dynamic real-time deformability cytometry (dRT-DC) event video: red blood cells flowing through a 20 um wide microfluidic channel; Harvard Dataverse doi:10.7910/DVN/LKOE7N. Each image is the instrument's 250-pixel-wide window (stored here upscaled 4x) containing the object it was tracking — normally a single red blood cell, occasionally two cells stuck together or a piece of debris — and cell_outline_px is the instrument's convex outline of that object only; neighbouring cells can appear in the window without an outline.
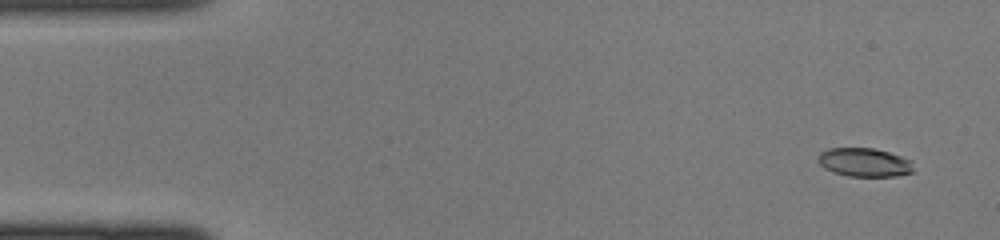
{"species": "common noctule bat (a hibernating species)", "species_latin": "Nyctalus noctula", "temperature_condition": "cold", "stored_images_in_passage": 45, "camera_frame_rate_fps": 3000, "um_per_image_px": 0.085, "animal": {"sex": "female", "body_mass_g": 22.0, "forearm_length_mm": 56.7}, "frame": {"image": 1, "passage_image": 3, "time_ms": 0.667, "image_size_px": [1000, 240], "cell_outline_px": [[912, 172], [896, 176], [848, 176], [832, 172], [824, 168], [816, 160], [816, 156], [820, 152], [828, 148], [872, 148], [888, 152], [912, 160]], "centroid_in_image_um": [73.42, 13.79], "position_along_channel_um": 11.6, "area_um2": 16.01}}
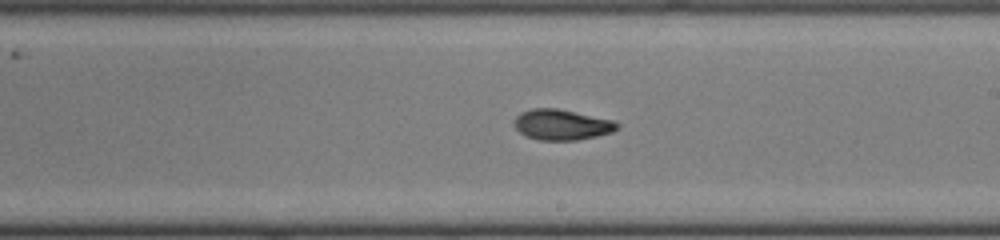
{"frame": {"image": 2, "passage_image": 26, "time_ms": 8.333, "image_size_px": [1000, 240], "cell_outline_px": [[620, 128], [612, 132], [596, 136], [576, 140], [540, 140], [524, 136], [516, 128], [516, 116], [520, 112], [532, 108], [556, 108], [612, 120], [620, 124]], "centroid_in_image_um": [47.76, 10.6], "position_along_channel_um": 241.2, "area_um2": 18.21}}
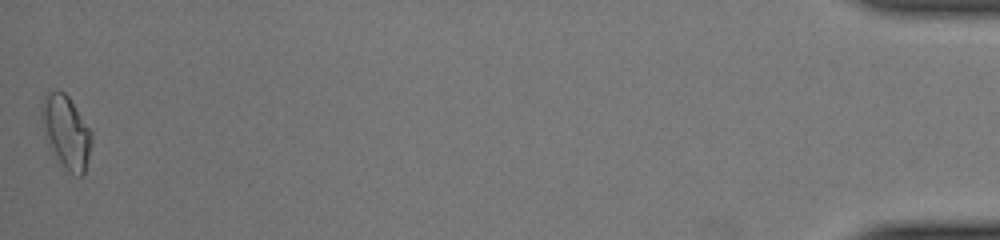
{"frame": {"image": 3, "passage_image": 45, "time_ms": 14.667, "image_size_px": [1000, 240], "cell_outline_px": [[92, 140], [84, 172], [80, 176], [76, 176], [68, 172], [64, 168], [48, 148], [40, 120], [40, 104], [48, 88], [56, 88], [64, 92], [68, 96], [92, 132]], "centroid_in_image_um": [5.56, 11.16], "position_along_channel_um": 429.6, "area_um2": 21.79}}